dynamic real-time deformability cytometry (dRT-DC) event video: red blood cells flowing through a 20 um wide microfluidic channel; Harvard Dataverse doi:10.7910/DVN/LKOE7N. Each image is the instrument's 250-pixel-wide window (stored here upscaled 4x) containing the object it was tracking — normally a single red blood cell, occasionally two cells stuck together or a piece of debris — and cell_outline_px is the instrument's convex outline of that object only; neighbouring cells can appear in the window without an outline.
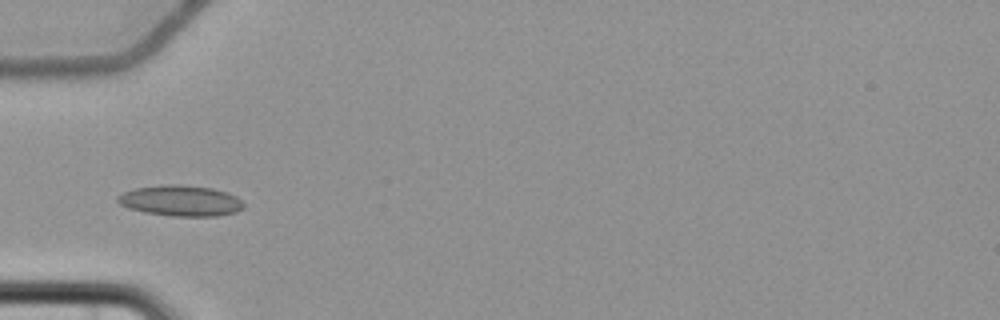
{"species": "common noctule bat (a hibernating species)", "species_latin": "Nyctalus noctula", "temperature_condition": "cold", "stored_images_in_passage": 8, "camera_frame_rate_fps": 3000, "um_per_image_px": 0.085, "animal": {"sex": "female", "body_mass_g": 22.7, "forearm_length_mm": 54.2}, "frame": {"image": 1, "passage_image": 4, "time_ms": 3.667, "image_size_px": [1000, 320], "cell_outline_px": [[244, 208], [236, 212], [216, 216], [172, 216], [144, 212], [128, 208], [120, 204], [116, 200], [116, 196], [124, 192], [136, 188], [160, 184], [180, 184], [212, 188], [236, 196], [244, 204]], "centroid_in_image_um": [15.33, 17.06], "position_along_channel_um": 69.7, "area_um2": 22.66}}
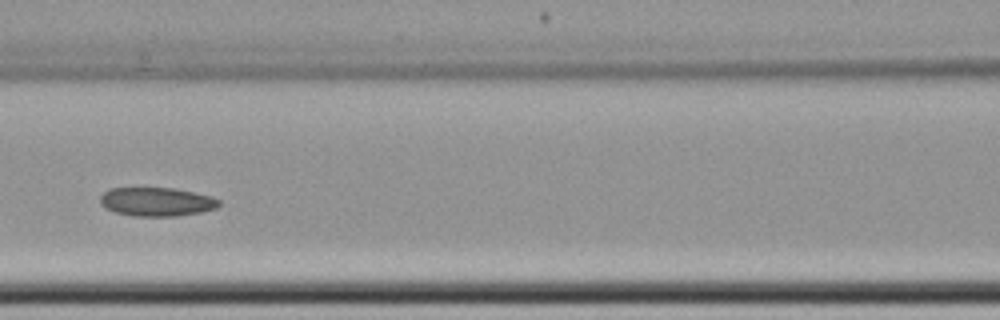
{"frame": {"image": 2, "passage_image": 6, "time_ms": 6.0, "image_size_px": [1000, 320], "cell_outline_px": [[220, 204], [216, 208], [200, 212], [176, 216], [132, 216], [116, 212], [104, 208], [100, 204], [100, 196], [108, 188], [172, 188], [212, 196], [220, 200]], "centroid_in_image_um": [13.29, 17.15], "position_along_channel_um": 153.3, "area_um2": 19.94}}
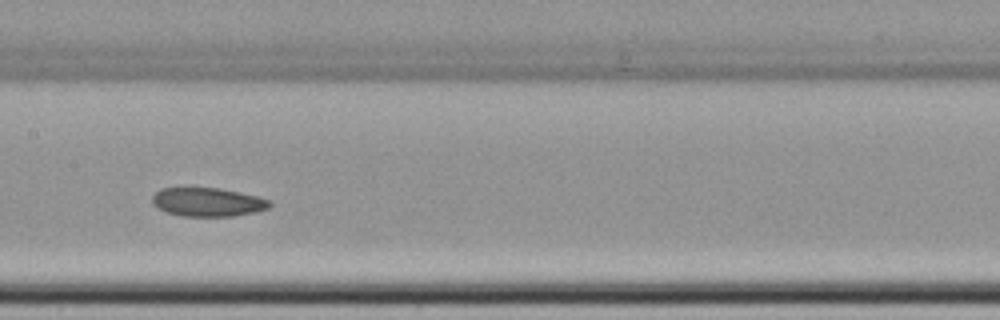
{"frame": {"image": 3, "passage_image": 7, "time_ms": 7.0, "image_size_px": [1000, 320], "cell_outline_px": [[272, 204], [268, 208], [256, 212], [232, 216], [180, 216], [156, 208], [152, 204], [152, 196], [160, 188], [220, 188], [240, 192], [272, 200]], "centroid_in_image_um": [17.66, 17.17], "position_along_channel_um": 189.7, "area_um2": 19.77}}